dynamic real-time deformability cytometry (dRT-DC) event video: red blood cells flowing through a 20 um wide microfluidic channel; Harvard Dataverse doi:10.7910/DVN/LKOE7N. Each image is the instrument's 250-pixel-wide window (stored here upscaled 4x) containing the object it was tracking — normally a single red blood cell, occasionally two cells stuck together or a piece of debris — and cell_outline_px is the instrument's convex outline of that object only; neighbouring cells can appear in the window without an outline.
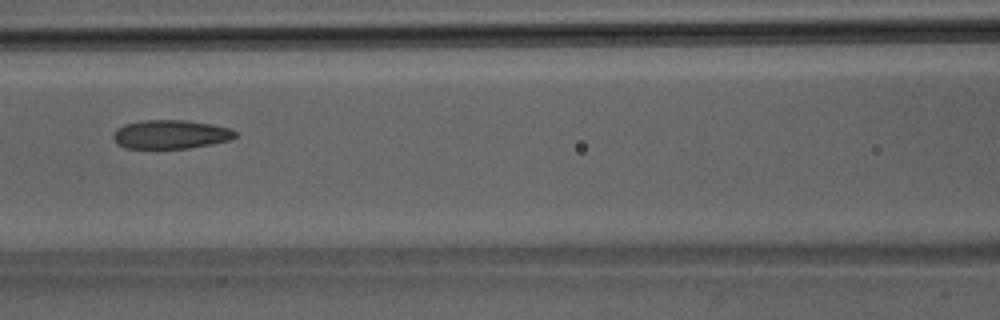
{"species": "Egyptian fruit bat (a non-hibernating species)", "species_latin": "Rousettus aegyptiacus", "temperature_condition": "room temperature", "stored_images_in_passage": 35, "camera_frame_rate_fps": 3000, "um_per_image_px": 0.085, "animal": {"sex": "male"}, "frame": {"image": 1, "passage_image": 18, "time_ms": 5.667, "image_size_px": [1000, 320], "cell_outline_px": [[236, 136], [228, 140], [212, 144], [188, 148], [124, 148], [116, 144], [112, 136], [116, 128], [124, 124], [140, 120], [188, 120], [212, 124], [228, 128], [236, 132]], "centroid_in_image_um": [14.45, 11.41], "position_along_channel_um": 152.2, "area_um2": 20.58}}
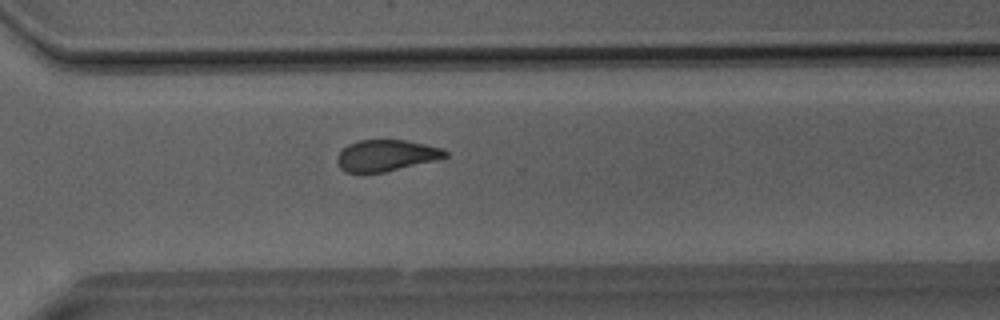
{"frame": {"image": 2, "passage_image": 29, "time_ms": 9.333, "image_size_px": [1000, 320], "cell_outline_px": [[448, 156], [436, 160], [384, 172], [344, 172], [340, 168], [336, 160], [336, 156], [348, 144], [360, 140], [404, 140], [444, 148], [448, 152]], "centroid_in_image_um": [32.82, 13.21], "position_along_channel_um": 337.8, "area_um2": 19.65}}
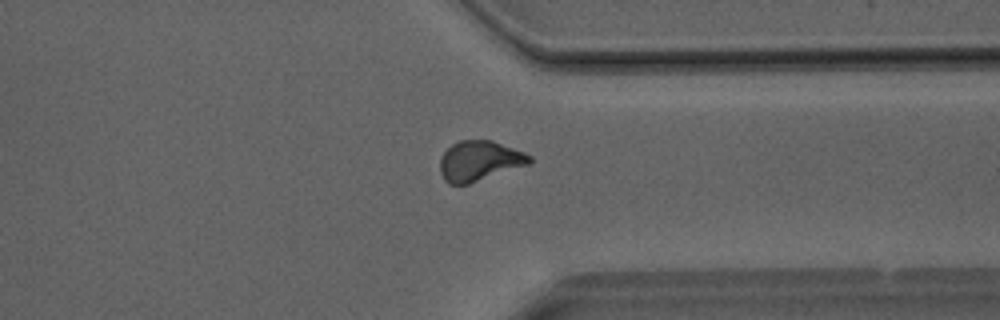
{"frame": {"image": 3, "passage_image": 31, "time_ms": 10.0, "image_size_px": [1000, 320], "cell_outline_px": [[532, 160], [528, 164], [468, 184], [448, 184], [444, 180], [440, 172], [440, 160], [444, 152], [452, 144], [460, 140], [492, 140], [524, 152], [532, 156]], "centroid_in_image_um": [40.73, 13.67], "position_along_channel_um": 370.7, "area_um2": 20.75}}